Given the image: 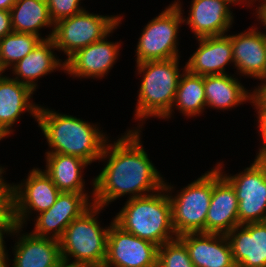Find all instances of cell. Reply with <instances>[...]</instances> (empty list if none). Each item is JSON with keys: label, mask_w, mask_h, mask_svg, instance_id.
I'll list each match as a JSON object with an SVG mask.
<instances>
[{"label": "cell", "mask_w": 266, "mask_h": 267, "mask_svg": "<svg viewBox=\"0 0 266 267\" xmlns=\"http://www.w3.org/2000/svg\"><path fill=\"white\" fill-rule=\"evenodd\" d=\"M139 131H127L114 145L106 143L100 160L108 158V162L94 178L93 204L103 208L128 193L133 199L164 188L163 178L140 143Z\"/></svg>", "instance_id": "cell-1"}, {"label": "cell", "mask_w": 266, "mask_h": 267, "mask_svg": "<svg viewBox=\"0 0 266 267\" xmlns=\"http://www.w3.org/2000/svg\"><path fill=\"white\" fill-rule=\"evenodd\" d=\"M36 120L49 147L53 149L46 153L76 156L90 165L100 159L108 143V138L96 128L97 126L71 115L39 106Z\"/></svg>", "instance_id": "cell-2"}, {"label": "cell", "mask_w": 266, "mask_h": 267, "mask_svg": "<svg viewBox=\"0 0 266 267\" xmlns=\"http://www.w3.org/2000/svg\"><path fill=\"white\" fill-rule=\"evenodd\" d=\"M171 188L165 183L164 188L154 194L130 198L117 213L114 223L122 230L158 247L176 239L178 236L172 224L171 201L169 195L165 194L168 191L170 193Z\"/></svg>", "instance_id": "cell-3"}, {"label": "cell", "mask_w": 266, "mask_h": 267, "mask_svg": "<svg viewBox=\"0 0 266 267\" xmlns=\"http://www.w3.org/2000/svg\"><path fill=\"white\" fill-rule=\"evenodd\" d=\"M178 63V57L137 63L138 73H144V76L138 93L136 119L170 117L182 75Z\"/></svg>", "instance_id": "cell-4"}, {"label": "cell", "mask_w": 266, "mask_h": 267, "mask_svg": "<svg viewBox=\"0 0 266 267\" xmlns=\"http://www.w3.org/2000/svg\"><path fill=\"white\" fill-rule=\"evenodd\" d=\"M102 209L93 204L68 224L59 239L62 261L69 265L103 267L109 227L101 228L96 215ZM75 260L70 262V257ZM69 257V258H68ZM70 262V263H69Z\"/></svg>", "instance_id": "cell-5"}, {"label": "cell", "mask_w": 266, "mask_h": 267, "mask_svg": "<svg viewBox=\"0 0 266 267\" xmlns=\"http://www.w3.org/2000/svg\"><path fill=\"white\" fill-rule=\"evenodd\" d=\"M121 21L119 16H101L90 14L86 10L71 17L57 21L51 34L57 50H62L67 59L79 49L102 40L117 28Z\"/></svg>", "instance_id": "cell-6"}, {"label": "cell", "mask_w": 266, "mask_h": 267, "mask_svg": "<svg viewBox=\"0 0 266 267\" xmlns=\"http://www.w3.org/2000/svg\"><path fill=\"white\" fill-rule=\"evenodd\" d=\"M183 188L175 197L169 196L172 207V224L177 236L184 233H205L210 206L214 169Z\"/></svg>", "instance_id": "cell-7"}, {"label": "cell", "mask_w": 266, "mask_h": 267, "mask_svg": "<svg viewBox=\"0 0 266 267\" xmlns=\"http://www.w3.org/2000/svg\"><path fill=\"white\" fill-rule=\"evenodd\" d=\"M180 6L175 1L144 27L136 49V63L179 57L177 33L184 20Z\"/></svg>", "instance_id": "cell-8"}, {"label": "cell", "mask_w": 266, "mask_h": 267, "mask_svg": "<svg viewBox=\"0 0 266 267\" xmlns=\"http://www.w3.org/2000/svg\"><path fill=\"white\" fill-rule=\"evenodd\" d=\"M60 192L50 177L38 168L30 171L25 183L10 185L9 198L15 225L22 228L32 210L40 214L51 208Z\"/></svg>", "instance_id": "cell-9"}, {"label": "cell", "mask_w": 266, "mask_h": 267, "mask_svg": "<svg viewBox=\"0 0 266 267\" xmlns=\"http://www.w3.org/2000/svg\"><path fill=\"white\" fill-rule=\"evenodd\" d=\"M222 176L238 198L239 225L266 221V173L260 164L255 160L242 173Z\"/></svg>", "instance_id": "cell-10"}, {"label": "cell", "mask_w": 266, "mask_h": 267, "mask_svg": "<svg viewBox=\"0 0 266 267\" xmlns=\"http://www.w3.org/2000/svg\"><path fill=\"white\" fill-rule=\"evenodd\" d=\"M158 246L122 230L112 220L103 267H157Z\"/></svg>", "instance_id": "cell-11"}, {"label": "cell", "mask_w": 266, "mask_h": 267, "mask_svg": "<svg viewBox=\"0 0 266 267\" xmlns=\"http://www.w3.org/2000/svg\"><path fill=\"white\" fill-rule=\"evenodd\" d=\"M88 198V193L60 192L53 206L38 214L31 234L48 238L52 233L51 238L59 240L68 224L93 205Z\"/></svg>", "instance_id": "cell-12"}, {"label": "cell", "mask_w": 266, "mask_h": 267, "mask_svg": "<svg viewBox=\"0 0 266 267\" xmlns=\"http://www.w3.org/2000/svg\"><path fill=\"white\" fill-rule=\"evenodd\" d=\"M220 164L222 163H218L214 168V186L206 217L205 233L227 235L239 225L238 198L233 186L222 176Z\"/></svg>", "instance_id": "cell-13"}, {"label": "cell", "mask_w": 266, "mask_h": 267, "mask_svg": "<svg viewBox=\"0 0 266 267\" xmlns=\"http://www.w3.org/2000/svg\"><path fill=\"white\" fill-rule=\"evenodd\" d=\"M177 238L185 245L194 267H237L226 235L198 232Z\"/></svg>", "instance_id": "cell-14"}, {"label": "cell", "mask_w": 266, "mask_h": 267, "mask_svg": "<svg viewBox=\"0 0 266 267\" xmlns=\"http://www.w3.org/2000/svg\"><path fill=\"white\" fill-rule=\"evenodd\" d=\"M107 36L109 34L102 40L79 49L66 59L64 71L75 77H104L113 67L120 47L119 43L108 42Z\"/></svg>", "instance_id": "cell-15"}, {"label": "cell", "mask_w": 266, "mask_h": 267, "mask_svg": "<svg viewBox=\"0 0 266 267\" xmlns=\"http://www.w3.org/2000/svg\"><path fill=\"white\" fill-rule=\"evenodd\" d=\"M226 236L237 267H266L265 221L235 226Z\"/></svg>", "instance_id": "cell-16"}, {"label": "cell", "mask_w": 266, "mask_h": 267, "mask_svg": "<svg viewBox=\"0 0 266 267\" xmlns=\"http://www.w3.org/2000/svg\"><path fill=\"white\" fill-rule=\"evenodd\" d=\"M227 0H192L189 17L183 20L198 38L224 35L233 22Z\"/></svg>", "instance_id": "cell-17"}, {"label": "cell", "mask_w": 266, "mask_h": 267, "mask_svg": "<svg viewBox=\"0 0 266 267\" xmlns=\"http://www.w3.org/2000/svg\"><path fill=\"white\" fill-rule=\"evenodd\" d=\"M199 48L189 58L185 68L197 75L226 74L225 66L233 63L230 35L198 38Z\"/></svg>", "instance_id": "cell-18"}, {"label": "cell", "mask_w": 266, "mask_h": 267, "mask_svg": "<svg viewBox=\"0 0 266 267\" xmlns=\"http://www.w3.org/2000/svg\"><path fill=\"white\" fill-rule=\"evenodd\" d=\"M244 33L230 35L233 63L245 76L253 78L266 77L265 36L256 28Z\"/></svg>", "instance_id": "cell-19"}, {"label": "cell", "mask_w": 266, "mask_h": 267, "mask_svg": "<svg viewBox=\"0 0 266 267\" xmlns=\"http://www.w3.org/2000/svg\"><path fill=\"white\" fill-rule=\"evenodd\" d=\"M32 94L33 90L28 85L6 76L0 78V129L7 137L23 111H30L37 119L39 106L30 103Z\"/></svg>", "instance_id": "cell-20"}, {"label": "cell", "mask_w": 266, "mask_h": 267, "mask_svg": "<svg viewBox=\"0 0 266 267\" xmlns=\"http://www.w3.org/2000/svg\"><path fill=\"white\" fill-rule=\"evenodd\" d=\"M12 267H60L63 264L59 240L22 234L17 245Z\"/></svg>", "instance_id": "cell-21"}, {"label": "cell", "mask_w": 266, "mask_h": 267, "mask_svg": "<svg viewBox=\"0 0 266 267\" xmlns=\"http://www.w3.org/2000/svg\"><path fill=\"white\" fill-rule=\"evenodd\" d=\"M53 49L56 47L52 38L41 40L29 54L12 66L13 74L17 75L13 79L35 91L38 78L58 68L64 70V62L61 64L60 59H56Z\"/></svg>", "instance_id": "cell-22"}, {"label": "cell", "mask_w": 266, "mask_h": 267, "mask_svg": "<svg viewBox=\"0 0 266 267\" xmlns=\"http://www.w3.org/2000/svg\"><path fill=\"white\" fill-rule=\"evenodd\" d=\"M44 172L61 192L84 193L82 169L88 163L79 157L60 153H46Z\"/></svg>", "instance_id": "cell-23"}, {"label": "cell", "mask_w": 266, "mask_h": 267, "mask_svg": "<svg viewBox=\"0 0 266 267\" xmlns=\"http://www.w3.org/2000/svg\"><path fill=\"white\" fill-rule=\"evenodd\" d=\"M204 88L206 106L217 109H230L252 97L236 78L227 74L204 76Z\"/></svg>", "instance_id": "cell-24"}, {"label": "cell", "mask_w": 266, "mask_h": 267, "mask_svg": "<svg viewBox=\"0 0 266 267\" xmlns=\"http://www.w3.org/2000/svg\"><path fill=\"white\" fill-rule=\"evenodd\" d=\"M14 32L29 33L41 38L39 29L54 26L46 0H17L10 9Z\"/></svg>", "instance_id": "cell-25"}, {"label": "cell", "mask_w": 266, "mask_h": 267, "mask_svg": "<svg viewBox=\"0 0 266 267\" xmlns=\"http://www.w3.org/2000/svg\"><path fill=\"white\" fill-rule=\"evenodd\" d=\"M180 77L173 107L185 116H196L206 107L204 76L193 74L186 68Z\"/></svg>", "instance_id": "cell-26"}, {"label": "cell", "mask_w": 266, "mask_h": 267, "mask_svg": "<svg viewBox=\"0 0 266 267\" xmlns=\"http://www.w3.org/2000/svg\"><path fill=\"white\" fill-rule=\"evenodd\" d=\"M44 39L48 38L14 31L4 36L0 39V71L4 72L7 67L15 65Z\"/></svg>", "instance_id": "cell-27"}, {"label": "cell", "mask_w": 266, "mask_h": 267, "mask_svg": "<svg viewBox=\"0 0 266 267\" xmlns=\"http://www.w3.org/2000/svg\"><path fill=\"white\" fill-rule=\"evenodd\" d=\"M157 267H194L185 245L178 239L158 247Z\"/></svg>", "instance_id": "cell-28"}, {"label": "cell", "mask_w": 266, "mask_h": 267, "mask_svg": "<svg viewBox=\"0 0 266 267\" xmlns=\"http://www.w3.org/2000/svg\"><path fill=\"white\" fill-rule=\"evenodd\" d=\"M81 0H46L51 20L54 24L64 18L80 13L84 9L79 6Z\"/></svg>", "instance_id": "cell-29"}, {"label": "cell", "mask_w": 266, "mask_h": 267, "mask_svg": "<svg viewBox=\"0 0 266 267\" xmlns=\"http://www.w3.org/2000/svg\"><path fill=\"white\" fill-rule=\"evenodd\" d=\"M20 229L14 223L12 206H0V249H5L4 233H20Z\"/></svg>", "instance_id": "cell-30"}, {"label": "cell", "mask_w": 266, "mask_h": 267, "mask_svg": "<svg viewBox=\"0 0 266 267\" xmlns=\"http://www.w3.org/2000/svg\"><path fill=\"white\" fill-rule=\"evenodd\" d=\"M261 81L265 80L259 88H256L251 94L250 102L255 105L256 108H266V77L260 79ZM255 103V104H254Z\"/></svg>", "instance_id": "cell-31"}, {"label": "cell", "mask_w": 266, "mask_h": 267, "mask_svg": "<svg viewBox=\"0 0 266 267\" xmlns=\"http://www.w3.org/2000/svg\"><path fill=\"white\" fill-rule=\"evenodd\" d=\"M13 31L10 11L0 9V39Z\"/></svg>", "instance_id": "cell-32"}, {"label": "cell", "mask_w": 266, "mask_h": 267, "mask_svg": "<svg viewBox=\"0 0 266 267\" xmlns=\"http://www.w3.org/2000/svg\"><path fill=\"white\" fill-rule=\"evenodd\" d=\"M3 171L2 167H0V206H11L9 198L10 184L6 183L2 178Z\"/></svg>", "instance_id": "cell-33"}, {"label": "cell", "mask_w": 266, "mask_h": 267, "mask_svg": "<svg viewBox=\"0 0 266 267\" xmlns=\"http://www.w3.org/2000/svg\"><path fill=\"white\" fill-rule=\"evenodd\" d=\"M257 109V113H258V128L259 131L261 132L260 135L262 137L263 145L261 146V148H265L266 147V108H256Z\"/></svg>", "instance_id": "cell-34"}, {"label": "cell", "mask_w": 266, "mask_h": 267, "mask_svg": "<svg viewBox=\"0 0 266 267\" xmlns=\"http://www.w3.org/2000/svg\"><path fill=\"white\" fill-rule=\"evenodd\" d=\"M262 1L264 2L260 4L261 6L257 7L256 11L258 15L257 17L259 18V20H261L264 27H266V0H262ZM261 34L266 37V32L264 33L261 32Z\"/></svg>", "instance_id": "cell-35"}, {"label": "cell", "mask_w": 266, "mask_h": 267, "mask_svg": "<svg viewBox=\"0 0 266 267\" xmlns=\"http://www.w3.org/2000/svg\"><path fill=\"white\" fill-rule=\"evenodd\" d=\"M260 166L265 170L266 173V147L259 149L258 155L255 159Z\"/></svg>", "instance_id": "cell-36"}, {"label": "cell", "mask_w": 266, "mask_h": 267, "mask_svg": "<svg viewBox=\"0 0 266 267\" xmlns=\"http://www.w3.org/2000/svg\"><path fill=\"white\" fill-rule=\"evenodd\" d=\"M17 0H0V9L10 11Z\"/></svg>", "instance_id": "cell-37"}, {"label": "cell", "mask_w": 266, "mask_h": 267, "mask_svg": "<svg viewBox=\"0 0 266 267\" xmlns=\"http://www.w3.org/2000/svg\"><path fill=\"white\" fill-rule=\"evenodd\" d=\"M8 255L5 251V249H0V267H8L9 264L7 265V260H8Z\"/></svg>", "instance_id": "cell-38"}, {"label": "cell", "mask_w": 266, "mask_h": 267, "mask_svg": "<svg viewBox=\"0 0 266 267\" xmlns=\"http://www.w3.org/2000/svg\"><path fill=\"white\" fill-rule=\"evenodd\" d=\"M60 267H89V266L69 265V264L63 263Z\"/></svg>", "instance_id": "cell-39"}, {"label": "cell", "mask_w": 266, "mask_h": 267, "mask_svg": "<svg viewBox=\"0 0 266 267\" xmlns=\"http://www.w3.org/2000/svg\"><path fill=\"white\" fill-rule=\"evenodd\" d=\"M7 135L0 129V140L5 138Z\"/></svg>", "instance_id": "cell-40"}, {"label": "cell", "mask_w": 266, "mask_h": 267, "mask_svg": "<svg viewBox=\"0 0 266 267\" xmlns=\"http://www.w3.org/2000/svg\"><path fill=\"white\" fill-rule=\"evenodd\" d=\"M227 1H229V2L232 3V4H233V3L235 4V3H238V2L243 1V0H227Z\"/></svg>", "instance_id": "cell-41"}]
</instances>
